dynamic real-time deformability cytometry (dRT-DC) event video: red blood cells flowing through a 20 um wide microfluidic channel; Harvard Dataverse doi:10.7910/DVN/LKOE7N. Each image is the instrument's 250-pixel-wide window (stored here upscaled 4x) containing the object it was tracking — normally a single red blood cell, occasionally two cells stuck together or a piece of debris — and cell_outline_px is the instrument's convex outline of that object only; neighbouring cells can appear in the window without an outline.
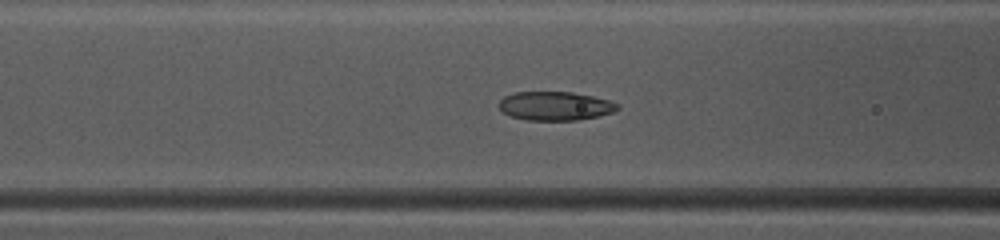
{"species": "common noctule bat (a hibernating species)", "species_latin": "Nyctalus noctula", "temperature_condition": "warm", "stored_images_in_passage": 43, "camera_frame_rate_fps": 3000, "um_per_image_px": 0.085, "animal": {"sex": "female", "body_mass_g": 10.0, "forearm_length_mm": 53.1}, "frame": {"image": 1, "passage_image": 13, "time_ms": 4.0, "image_size_px": [1000, 240], "cell_outline_px": [[620, 108], [612, 112], [600, 116], [576, 120], [528, 120], [512, 116], [504, 112], [500, 108], [500, 100], [504, 96], [512, 92], [572, 92], [592, 96], [608, 100], [620, 104]], "centroid_in_image_um": [47.22, 9.0], "position_along_channel_um": 119.4, "area_um2": 19.83}}
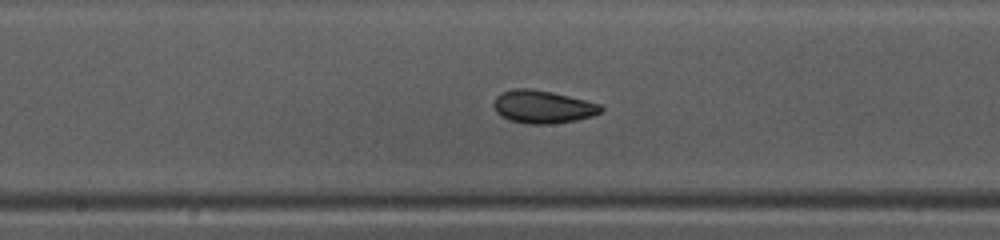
{"frame": {"image": 2, "passage_image": 19, "time_ms": 6.0, "image_size_px": [1000, 240], "cell_outline_px": [[604, 108], [600, 112], [592, 116], [576, 120], [552, 124], [528, 124], [508, 120], [500, 116], [496, 112], [492, 104], [496, 96], [500, 92], [516, 88], [528, 88], [552, 92], [600, 104]], "centroid_in_image_um": [46.08, 9.08], "position_along_channel_um": 202.1, "area_um2": 20.63}}
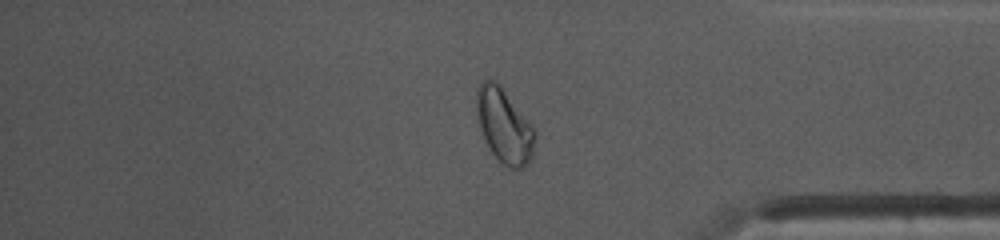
{"frame": {"image": 3, "passage_image": 34, "time_ms": 11.0, "image_size_px": [1000, 240], "cell_outline_px": [[536, 140], [532, 156], [528, 164], [520, 168], [512, 168], [504, 164], [492, 152], [480, 128], [476, 108], [476, 88], [480, 80], [496, 80], [500, 84], [532, 124], [536, 132]], "centroid_in_image_um": [42.87, 10.63], "position_along_channel_um": 392.3, "area_um2": 25.26}, "authors_computed_cell_mechanics": {"area_um2": 20.7502, "velocity_mm_per_s": 4.1228, "shape_relaxation_time_tau1_ms": 3.8729, "shape_relaxation_time_tau2_ms": 1.7898, "deformation_change_tau1": 0.1478, "deformation_change_tau2": 0.0641}}